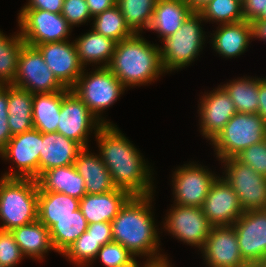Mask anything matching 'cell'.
I'll return each mask as SVG.
<instances>
[{"mask_svg":"<svg viewBox=\"0 0 266 267\" xmlns=\"http://www.w3.org/2000/svg\"><path fill=\"white\" fill-rule=\"evenodd\" d=\"M8 85H0V151L12 138L8 125Z\"/></svg>","mask_w":266,"mask_h":267,"instance_id":"42","label":"cell"},{"mask_svg":"<svg viewBox=\"0 0 266 267\" xmlns=\"http://www.w3.org/2000/svg\"><path fill=\"white\" fill-rule=\"evenodd\" d=\"M153 194L131 196L111 221L113 242L120 243L135 257L146 256L153 260L160 254L159 230L152 213Z\"/></svg>","mask_w":266,"mask_h":267,"instance_id":"2","label":"cell"},{"mask_svg":"<svg viewBox=\"0 0 266 267\" xmlns=\"http://www.w3.org/2000/svg\"><path fill=\"white\" fill-rule=\"evenodd\" d=\"M64 90L35 93L32 101L33 128L41 133L57 132Z\"/></svg>","mask_w":266,"mask_h":267,"instance_id":"28","label":"cell"},{"mask_svg":"<svg viewBox=\"0 0 266 267\" xmlns=\"http://www.w3.org/2000/svg\"><path fill=\"white\" fill-rule=\"evenodd\" d=\"M199 103L200 132L211 142L237 111L229 94L221 85L201 96Z\"/></svg>","mask_w":266,"mask_h":267,"instance_id":"19","label":"cell"},{"mask_svg":"<svg viewBox=\"0 0 266 267\" xmlns=\"http://www.w3.org/2000/svg\"><path fill=\"white\" fill-rule=\"evenodd\" d=\"M157 0H116L125 22L135 34L148 29Z\"/></svg>","mask_w":266,"mask_h":267,"instance_id":"34","label":"cell"},{"mask_svg":"<svg viewBox=\"0 0 266 267\" xmlns=\"http://www.w3.org/2000/svg\"><path fill=\"white\" fill-rule=\"evenodd\" d=\"M32 101V93L12 84L8 85L7 119L12 136L33 129Z\"/></svg>","mask_w":266,"mask_h":267,"instance_id":"29","label":"cell"},{"mask_svg":"<svg viewBox=\"0 0 266 267\" xmlns=\"http://www.w3.org/2000/svg\"><path fill=\"white\" fill-rule=\"evenodd\" d=\"M90 235L103 246L113 241L110 222H96L88 224L86 230Z\"/></svg>","mask_w":266,"mask_h":267,"instance_id":"43","label":"cell"},{"mask_svg":"<svg viewBox=\"0 0 266 267\" xmlns=\"http://www.w3.org/2000/svg\"><path fill=\"white\" fill-rule=\"evenodd\" d=\"M101 247L99 241L86 231L66 249L62 256L68 257V261L77 267H89L94 262Z\"/></svg>","mask_w":266,"mask_h":267,"instance_id":"37","label":"cell"},{"mask_svg":"<svg viewBox=\"0 0 266 267\" xmlns=\"http://www.w3.org/2000/svg\"><path fill=\"white\" fill-rule=\"evenodd\" d=\"M143 267H172V265L167 259V256H163L161 258L145 261Z\"/></svg>","mask_w":266,"mask_h":267,"instance_id":"49","label":"cell"},{"mask_svg":"<svg viewBox=\"0 0 266 267\" xmlns=\"http://www.w3.org/2000/svg\"><path fill=\"white\" fill-rule=\"evenodd\" d=\"M234 103L238 113H258L259 78L242 77L221 85Z\"/></svg>","mask_w":266,"mask_h":267,"instance_id":"32","label":"cell"},{"mask_svg":"<svg viewBox=\"0 0 266 267\" xmlns=\"http://www.w3.org/2000/svg\"><path fill=\"white\" fill-rule=\"evenodd\" d=\"M39 176L46 170L74 164L83 147L58 132L42 133Z\"/></svg>","mask_w":266,"mask_h":267,"instance_id":"20","label":"cell"},{"mask_svg":"<svg viewBox=\"0 0 266 267\" xmlns=\"http://www.w3.org/2000/svg\"><path fill=\"white\" fill-rule=\"evenodd\" d=\"M61 15L72 28L92 20L86 0H64Z\"/></svg>","mask_w":266,"mask_h":267,"instance_id":"41","label":"cell"},{"mask_svg":"<svg viewBox=\"0 0 266 267\" xmlns=\"http://www.w3.org/2000/svg\"><path fill=\"white\" fill-rule=\"evenodd\" d=\"M257 19H265L266 20V7L264 8L262 14Z\"/></svg>","mask_w":266,"mask_h":267,"instance_id":"53","label":"cell"},{"mask_svg":"<svg viewBox=\"0 0 266 267\" xmlns=\"http://www.w3.org/2000/svg\"><path fill=\"white\" fill-rule=\"evenodd\" d=\"M35 93H51L66 88L57 80L36 47L24 45L20 51L13 84Z\"/></svg>","mask_w":266,"mask_h":267,"instance_id":"12","label":"cell"},{"mask_svg":"<svg viewBox=\"0 0 266 267\" xmlns=\"http://www.w3.org/2000/svg\"><path fill=\"white\" fill-rule=\"evenodd\" d=\"M25 41L20 33L7 36L0 30V85H11L14 82L18 58Z\"/></svg>","mask_w":266,"mask_h":267,"instance_id":"33","label":"cell"},{"mask_svg":"<svg viewBox=\"0 0 266 267\" xmlns=\"http://www.w3.org/2000/svg\"><path fill=\"white\" fill-rule=\"evenodd\" d=\"M200 252L208 267H251L241 256L233 225L212 226Z\"/></svg>","mask_w":266,"mask_h":267,"instance_id":"16","label":"cell"},{"mask_svg":"<svg viewBox=\"0 0 266 267\" xmlns=\"http://www.w3.org/2000/svg\"><path fill=\"white\" fill-rule=\"evenodd\" d=\"M86 72L83 69L76 84L71 89L85 103L90 111L103 124H114L101 116L105 109L111 107L126 88L108 67H97ZM85 71V72H84Z\"/></svg>","mask_w":266,"mask_h":267,"instance_id":"7","label":"cell"},{"mask_svg":"<svg viewBox=\"0 0 266 267\" xmlns=\"http://www.w3.org/2000/svg\"><path fill=\"white\" fill-rule=\"evenodd\" d=\"M218 177L201 164L189 162L175 169L172 177L174 204L202 207L212 183Z\"/></svg>","mask_w":266,"mask_h":267,"instance_id":"13","label":"cell"},{"mask_svg":"<svg viewBox=\"0 0 266 267\" xmlns=\"http://www.w3.org/2000/svg\"><path fill=\"white\" fill-rule=\"evenodd\" d=\"M203 21L201 14L193 11L173 35L161 40L159 52L165 73L189 66L202 52L207 37L201 27Z\"/></svg>","mask_w":266,"mask_h":267,"instance_id":"5","label":"cell"},{"mask_svg":"<svg viewBox=\"0 0 266 267\" xmlns=\"http://www.w3.org/2000/svg\"><path fill=\"white\" fill-rule=\"evenodd\" d=\"M193 11L185 0H157L151 23L147 30L161 39L173 35Z\"/></svg>","mask_w":266,"mask_h":267,"instance_id":"25","label":"cell"},{"mask_svg":"<svg viewBox=\"0 0 266 267\" xmlns=\"http://www.w3.org/2000/svg\"><path fill=\"white\" fill-rule=\"evenodd\" d=\"M104 124L90 111L85 103L71 89L64 90L57 132L66 138L89 147V135L94 136Z\"/></svg>","mask_w":266,"mask_h":267,"instance_id":"10","label":"cell"},{"mask_svg":"<svg viewBox=\"0 0 266 267\" xmlns=\"http://www.w3.org/2000/svg\"><path fill=\"white\" fill-rule=\"evenodd\" d=\"M251 267H266V258L254 263Z\"/></svg>","mask_w":266,"mask_h":267,"instance_id":"52","label":"cell"},{"mask_svg":"<svg viewBox=\"0 0 266 267\" xmlns=\"http://www.w3.org/2000/svg\"><path fill=\"white\" fill-rule=\"evenodd\" d=\"M64 0H29L21 9H41L61 13Z\"/></svg>","mask_w":266,"mask_h":267,"instance_id":"44","label":"cell"},{"mask_svg":"<svg viewBox=\"0 0 266 267\" xmlns=\"http://www.w3.org/2000/svg\"><path fill=\"white\" fill-rule=\"evenodd\" d=\"M89 150L88 147L83 148L74 162L77 172L85 181L86 193L95 195L115 190L109 170L101 157Z\"/></svg>","mask_w":266,"mask_h":267,"instance_id":"23","label":"cell"},{"mask_svg":"<svg viewBox=\"0 0 266 267\" xmlns=\"http://www.w3.org/2000/svg\"><path fill=\"white\" fill-rule=\"evenodd\" d=\"M92 29L110 38L117 43L123 39L131 37L134 33L125 22L124 16L117 5L103 11L93 17Z\"/></svg>","mask_w":266,"mask_h":267,"instance_id":"35","label":"cell"},{"mask_svg":"<svg viewBox=\"0 0 266 267\" xmlns=\"http://www.w3.org/2000/svg\"><path fill=\"white\" fill-rule=\"evenodd\" d=\"M36 48L57 80L67 89H72L84 67L79 61L75 43L69 40L39 44Z\"/></svg>","mask_w":266,"mask_h":267,"instance_id":"18","label":"cell"},{"mask_svg":"<svg viewBox=\"0 0 266 267\" xmlns=\"http://www.w3.org/2000/svg\"><path fill=\"white\" fill-rule=\"evenodd\" d=\"M18 13L20 36L26 45L36 47L39 44L68 40L72 27L61 13H52L41 9H21Z\"/></svg>","mask_w":266,"mask_h":267,"instance_id":"8","label":"cell"},{"mask_svg":"<svg viewBox=\"0 0 266 267\" xmlns=\"http://www.w3.org/2000/svg\"><path fill=\"white\" fill-rule=\"evenodd\" d=\"M95 137L99 156L109 170L116 188L127 191L131 196L155 193L152 169L117 125L104 124Z\"/></svg>","mask_w":266,"mask_h":267,"instance_id":"1","label":"cell"},{"mask_svg":"<svg viewBox=\"0 0 266 267\" xmlns=\"http://www.w3.org/2000/svg\"><path fill=\"white\" fill-rule=\"evenodd\" d=\"M80 200L57 192H39L38 220L50 229L57 220L79 209Z\"/></svg>","mask_w":266,"mask_h":267,"instance_id":"30","label":"cell"},{"mask_svg":"<svg viewBox=\"0 0 266 267\" xmlns=\"http://www.w3.org/2000/svg\"><path fill=\"white\" fill-rule=\"evenodd\" d=\"M138 262L139 261H137L135 256H134L131 260H129L128 262H126V263H124L118 267H140ZM142 266H144V264L141 265V267Z\"/></svg>","mask_w":266,"mask_h":267,"instance_id":"51","label":"cell"},{"mask_svg":"<svg viewBox=\"0 0 266 267\" xmlns=\"http://www.w3.org/2000/svg\"><path fill=\"white\" fill-rule=\"evenodd\" d=\"M233 227L241 256L250 266L266 258V209L245 211Z\"/></svg>","mask_w":266,"mask_h":267,"instance_id":"15","label":"cell"},{"mask_svg":"<svg viewBox=\"0 0 266 267\" xmlns=\"http://www.w3.org/2000/svg\"><path fill=\"white\" fill-rule=\"evenodd\" d=\"M192 11H199L203 6H205L210 0H185Z\"/></svg>","mask_w":266,"mask_h":267,"instance_id":"50","label":"cell"},{"mask_svg":"<svg viewBox=\"0 0 266 267\" xmlns=\"http://www.w3.org/2000/svg\"><path fill=\"white\" fill-rule=\"evenodd\" d=\"M130 197L131 195L127 191L119 188L102 194H86L80 199L79 208L88 224L111 223Z\"/></svg>","mask_w":266,"mask_h":267,"instance_id":"21","label":"cell"},{"mask_svg":"<svg viewBox=\"0 0 266 267\" xmlns=\"http://www.w3.org/2000/svg\"><path fill=\"white\" fill-rule=\"evenodd\" d=\"M211 35L209 37L212 38L210 39L212 48L226 59L240 56L252 40L251 25L246 20L220 24Z\"/></svg>","mask_w":266,"mask_h":267,"instance_id":"22","label":"cell"},{"mask_svg":"<svg viewBox=\"0 0 266 267\" xmlns=\"http://www.w3.org/2000/svg\"><path fill=\"white\" fill-rule=\"evenodd\" d=\"M134 257L125 247L120 243L110 242L103 245L95 258L101 260L106 267H118Z\"/></svg>","mask_w":266,"mask_h":267,"instance_id":"40","label":"cell"},{"mask_svg":"<svg viewBox=\"0 0 266 267\" xmlns=\"http://www.w3.org/2000/svg\"><path fill=\"white\" fill-rule=\"evenodd\" d=\"M242 5L244 20L250 22L262 14L266 0H246Z\"/></svg>","mask_w":266,"mask_h":267,"instance_id":"45","label":"cell"},{"mask_svg":"<svg viewBox=\"0 0 266 267\" xmlns=\"http://www.w3.org/2000/svg\"><path fill=\"white\" fill-rule=\"evenodd\" d=\"M24 258L11 231L0 230V267H15Z\"/></svg>","mask_w":266,"mask_h":267,"instance_id":"38","label":"cell"},{"mask_svg":"<svg viewBox=\"0 0 266 267\" xmlns=\"http://www.w3.org/2000/svg\"><path fill=\"white\" fill-rule=\"evenodd\" d=\"M86 2L92 18L116 5V0H86Z\"/></svg>","mask_w":266,"mask_h":267,"instance_id":"46","label":"cell"},{"mask_svg":"<svg viewBox=\"0 0 266 267\" xmlns=\"http://www.w3.org/2000/svg\"><path fill=\"white\" fill-rule=\"evenodd\" d=\"M164 218V231L176 239L202 249L207 240L211 223L203 213L202 207H189L174 204Z\"/></svg>","mask_w":266,"mask_h":267,"instance_id":"14","label":"cell"},{"mask_svg":"<svg viewBox=\"0 0 266 267\" xmlns=\"http://www.w3.org/2000/svg\"><path fill=\"white\" fill-rule=\"evenodd\" d=\"M39 192H57L81 199L86 193L85 181L74 164L44 171L37 179Z\"/></svg>","mask_w":266,"mask_h":267,"instance_id":"24","label":"cell"},{"mask_svg":"<svg viewBox=\"0 0 266 267\" xmlns=\"http://www.w3.org/2000/svg\"><path fill=\"white\" fill-rule=\"evenodd\" d=\"M41 142H43L42 133L34 128L13 135L0 151V158L12 161L16 166L14 169L10 167L9 172H5L2 177L37 179L39 177Z\"/></svg>","mask_w":266,"mask_h":267,"instance_id":"11","label":"cell"},{"mask_svg":"<svg viewBox=\"0 0 266 267\" xmlns=\"http://www.w3.org/2000/svg\"><path fill=\"white\" fill-rule=\"evenodd\" d=\"M198 12L205 22L212 21L218 25L244 20L243 5L239 0H210Z\"/></svg>","mask_w":266,"mask_h":267,"instance_id":"36","label":"cell"},{"mask_svg":"<svg viewBox=\"0 0 266 267\" xmlns=\"http://www.w3.org/2000/svg\"><path fill=\"white\" fill-rule=\"evenodd\" d=\"M242 4L246 1V0H239Z\"/></svg>","mask_w":266,"mask_h":267,"instance_id":"54","label":"cell"},{"mask_svg":"<svg viewBox=\"0 0 266 267\" xmlns=\"http://www.w3.org/2000/svg\"><path fill=\"white\" fill-rule=\"evenodd\" d=\"M222 174L236 193L245 211L266 209V177L235 157L221 160Z\"/></svg>","mask_w":266,"mask_h":267,"instance_id":"9","label":"cell"},{"mask_svg":"<svg viewBox=\"0 0 266 267\" xmlns=\"http://www.w3.org/2000/svg\"><path fill=\"white\" fill-rule=\"evenodd\" d=\"M235 158L266 177V139L242 150Z\"/></svg>","mask_w":266,"mask_h":267,"instance_id":"39","label":"cell"},{"mask_svg":"<svg viewBox=\"0 0 266 267\" xmlns=\"http://www.w3.org/2000/svg\"><path fill=\"white\" fill-rule=\"evenodd\" d=\"M251 25V36L252 40L259 39L266 42V20L265 19H254L249 22Z\"/></svg>","mask_w":266,"mask_h":267,"instance_id":"47","label":"cell"},{"mask_svg":"<svg viewBox=\"0 0 266 267\" xmlns=\"http://www.w3.org/2000/svg\"><path fill=\"white\" fill-rule=\"evenodd\" d=\"M74 43L79 61L84 68L91 63L98 64L97 67H107L117 44L116 41L95 32L93 29L75 38Z\"/></svg>","mask_w":266,"mask_h":267,"instance_id":"26","label":"cell"},{"mask_svg":"<svg viewBox=\"0 0 266 267\" xmlns=\"http://www.w3.org/2000/svg\"><path fill=\"white\" fill-rule=\"evenodd\" d=\"M11 233L25 257L40 261L44 259L49 251L53 250L55 252L49 229L39 220L15 228Z\"/></svg>","mask_w":266,"mask_h":267,"instance_id":"27","label":"cell"},{"mask_svg":"<svg viewBox=\"0 0 266 267\" xmlns=\"http://www.w3.org/2000/svg\"><path fill=\"white\" fill-rule=\"evenodd\" d=\"M88 228L87 220L81 209L72 212V215L57 220L50 229V237L55 252L63 254Z\"/></svg>","mask_w":266,"mask_h":267,"instance_id":"31","label":"cell"},{"mask_svg":"<svg viewBox=\"0 0 266 267\" xmlns=\"http://www.w3.org/2000/svg\"><path fill=\"white\" fill-rule=\"evenodd\" d=\"M259 107H258V115L264 120L266 123V77L259 78Z\"/></svg>","mask_w":266,"mask_h":267,"instance_id":"48","label":"cell"},{"mask_svg":"<svg viewBox=\"0 0 266 267\" xmlns=\"http://www.w3.org/2000/svg\"><path fill=\"white\" fill-rule=\"evenodd\" d=\"M202 210L212 226L233 225L244 213L236 193L223 175L212 183Z\"/></svg>","mask_w":266,"mask_h":267,"instance_id":"17","label":"cell"},{"mask_svg":"<svg viewBox=\"0 0 266 267\" xmlns=\"http://www.w3.org/2000/svg\"><path fill=\"white\" fill-rule=\"evenodd\" d=\"M266 139V123L257 113H236L211 141L219 161Z\"/></svg>","mask_w":266,"mask_h":267,"instance_id":"6","label":"cell"},{"mask_svg":"<svg viewBox=\"0 0 266 267\" xmlns=\"http://www.w3.org/2000/svg\"><path fill=\"white\" fill-rule=\"evenodd\" d=\"M107 67L125 88L151 84L165 74L159 45L151 44L141 33L118 42Z\"/></svg>","mask_w":266,"mask_h":267,"instance_id":"3","label":"cell"},{"mask_svg":"<svg viewBox=\"0 0 266 267\" xmlns=\"http://www.w3.org/2000/svg\"><path fill=\"white\" fill-rule=\"evenodd\" d=\"M38 183L31 178L0 177V230L12 231L38 220Z\"/></svg>","mask_w":266,"mask_h":267,"instance_id":"4","label":"cell"}]
</instances>
